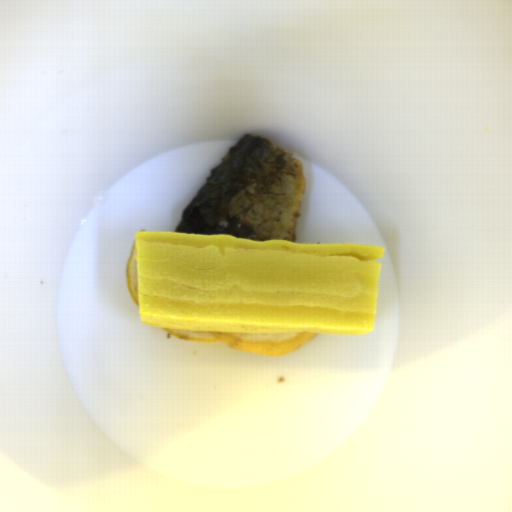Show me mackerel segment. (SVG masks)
I'll list each match as a JSON object with an SVG mask.
<instances>
[{
    "label": "mackerel segment",
    "instance_id": "14911b7f",
    "mask_svg": "<svg viewBox=\"0 0 512 512\" xmlns=\"http://www.w3.org/2000/svg\"><path fill=\"white\" fill-rule=\"evenodd\" d=\"M305 183L300 159L246 133L209 171L174 233L295 243Z\"/></svg>",
    "mask_w": 512,
    "mask_h": 512
}]
</instances>
